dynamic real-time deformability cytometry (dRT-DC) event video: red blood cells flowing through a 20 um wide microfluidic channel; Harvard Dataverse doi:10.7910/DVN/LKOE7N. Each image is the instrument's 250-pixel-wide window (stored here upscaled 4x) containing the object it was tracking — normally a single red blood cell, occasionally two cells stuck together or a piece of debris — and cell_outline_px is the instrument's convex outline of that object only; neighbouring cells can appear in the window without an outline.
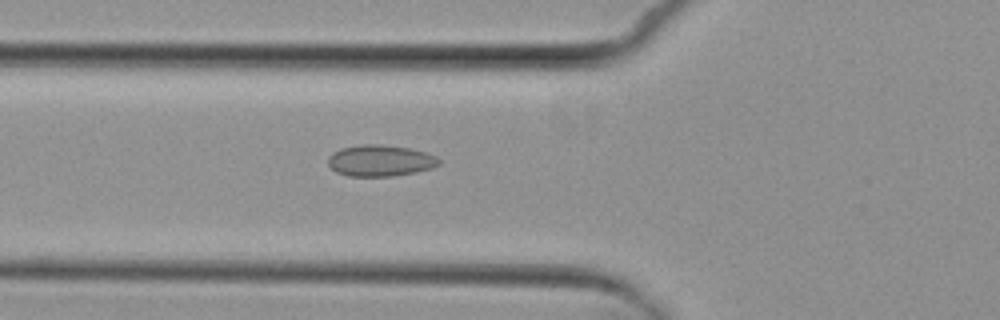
{"species": "common noctule bat (a hibernating species)", "species_latin": "Nyctalus noctula", "temperature_condition": "cold", "stored_images_in_passage": 3, "camera_frame_rate_fps": 3000, "um_per_image_px": 0.085, "animal": {"sex": "female", "body_mass_g": 29.2, "forearm_length_mm": 56.3}, "frame": {"image": 1, "passage_image": 3, "time_ms": 2.333, "image_size_px": [1000, 320], "cell_outline_px": [[440, 164], [432, 168], [416, 172], [392, 176], [348, 176], [336, 172], [328, 164], [328, 156], [332, 152], [340, 148], [364, 144], [380, 144], [408, 148], [424, 152], [436, 156], [440, 160]], "centroid_in_image_um": [32.3, 13.65], "position_along_channel_um": 93.5, "area_um2": 20.29}}